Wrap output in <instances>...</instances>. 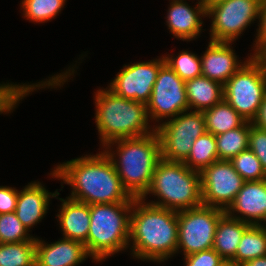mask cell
Masks as SVG:
<instances>
[{"label":"cell","mask_w":266,"mask_h":266,"mask_svg":"<svg viewBox=\"0 0 266 266\" xmlns=\"http://www.w3.org/2000/svg\"><path fill=\"white\" fill-rule=\"evenodd\" d=\"M114 145L116 150L112 151ZM103 148L112 161L124 188L132 197L141 198L148 190L154 170L162 159L161 143L157 132L118 139L109 142Z\"/></svg>","instance_id":"3957f363"},{"label":"cell","mask_w":266,"mask_h":266,"mask_svg":"<svg viewBox=\"0 0 266 266\" xmlns=\"http://www.w3.org/2000/svg\"><path fill=\"white\" fill-rule=\"evenodd\" d=\"M185 266H225L227 262L212 248L184 257Z\"/></svg>","instance_id":"d6a6232c"},{"label":"cell","mask_w":266,"mask_h":266,"mask_svg":"<svg viewBox=\"0 0 266 266\" xmlns=\"http://www.w3.org/2000/svg\"><path fill=\"white\" fill-rule=\"evenodd\" d=\"M230 161L245 182L266 179L261 162L249 148L241 151Z\"/></svg>","instance_id":"f546056e"},{"label":"cell","mask_w":266,"mask_h":266,"mask_svg":"<svg viewBox=\"0 0 266 266\" xmlns=\"http://www.w3.org/2000/svg\"><path fill=\"white\" fill-rule=\"evenodd\" d=\"M224 1H227V0H206L205 1V6L207 8L210 5L219 4V3L224 2Z\"/></svg>","instance_id":"f35d334b"},{"label":"cell","mask_w":266,"mask_h":266,"mask_svg":"<svg viewBox=\"0 0 266 266\" xmlns=\"http://www.w3.org/2000/svg\"><path fill=\"white\" fill-rule=\"evenodd\" d=\"M240 266H266V256L245 261Z\"/></svg>","instance_id":"8d00e7d4"},{"label":"cell","mask_w":266,"mask_h":266,"mask_svg":"<svg viewBox=\"0 0 266 266\" xmlns=\"http://www.w3.org/2000/svg\"><path fill=\"white\" fill-rule=\"evenodd\" d=\"M265 224V225H264ZM261 227H262V229L266 232V217H265V219H264V221H263V223H261V225H260Z\"/></svg>","instance_id":"ab89813d"},{"label":"cell","mask_w":266,"mask_h":266,"mask_svg":"<svg viewBox=\"0 0 266 266\" xmlns=\"http://www.w3.org/2000/svg\"><path fill=\"white\" fill-rule=\"evenodd\" d=\"M153 194L158 200L149 202L165 209L182 211L203 205L200 172L189 169L183 162L161 159L150 186L141 199Z\"/></svg>","instance_id":"5b68a950"},{"label":"cell","mask_w":266,"mask_h":266,"mask_svg":"<svg viewBox=\"0 0 266 266\" xmlns=\"http://www.w3.org/2000/svg\"><path fill=\"white\" fill-rule=\"evenodd\" d=\"M232 43L210 41L201 56L202 75L225 84L253 55L240 62Z\"/></svg>","instance_id":"9a60e30c"},{"label":"cell","mask_w":266,"mask_h":266,"mask_svg":"<svg viewBox=\"0 0 266 266\" xmlns=\"http://www.w3.org/2000/svg\"><path fill=\"white\" fill-rule=\"evenodd\" d=\"M202 203L226 210L242 188L244 179L230 160H217L200 172Z\"/></svg>","instance_id":"7c38bea8"},{"label":"cell","mask_w":266,"mask_h":266,"mask_svg":"<svg viewBox=\"0 0 266 266\" xmlns=\"http://www.w3.org/2000/svg\"><path fill=\"white\" fill-rule=\"evenodd\" d=\"M217 160L219 158L215 136L206 132L194 140L191 151L183 163L189 169L201 172Z\"/></svg>","instance_id":"484cf974"},{"label":"cell","mask_w":266,"mask_h":266,"mask_svg":"<svg viewBox=\"0 0 266 266\" xmlns=\"http://www.w3.org/2000/svg\"><path fill=\"white\" fill-rule=\"evenodd\" d=\"M0 241L2 243H17L36 241L29 231L18 220L15 212L0 214Z\"/></svg>","instance_id":"4dcf8cb0"},{"label":"cell","mask_w":266,"mask_h":266,"mask_svg":"<svg viewBox=\"0 0 266 266\" xmlns=\"http://www.w3.org/2000/svg\"><path fill=\"white\" fill-rule=\"evenodd\" d=\"M263 256H266V232L260 225H250L242 235L236 255L228 263L240 266Z\"/></svg>","instance_id":"cb8c5ba5"},{"label":"cell","mask_w":266,"mask_h":266,"mask_svg":"<svg viewBox=\"0 0 266 266\" xmlns=\"http://www.w3.org/2000/svg\"><path fill=\"white\" fill-rule=\"evenodd\" d=\"M256 57L263 63L266 71V48L263 49Z\"/></svg>","instance_id":"74e56055"},{"label":"cell","mask_w":266,"mask_h":266,"mask_svg":"<svg viewBox=\"0 0 266 266\" xmlns=\"http://www.w3.org/2000/svg\"><path fill=\"white\" fill-rule=\"evenodd\" d=\"M225 213L250 225H261L266 217V179L244 182Z\"/></svg>","instance_id":"5bb4252c"},{"label":"cell","mask_w":266,"mask_h":266,"mask_svg":"<svg viewBox=\"0 0 266 266\" xmlns=\"http://www.w3.org/2000/svg\"><path fill=\"white\" fill-rule=\"evenodd\" d=\"M133 201L90 205L87 253L96 262L128 249Z\"/></svg>","instance_id":"8992f818"},{"label":"cell","mask_w":266,"mask_h":266,"mask_svg":"<svg viewBox=\"0 0 266 266\" xmlns=\"http://www.w3.org/2000/svg\"><path fill=\"white\" fill-rule=\"evenodd\" d=\"M248 148L261 162L266 173V130L257 128L250 122Z\"/></svg>","instance_id":"1f68e13d"},{"label":"cell","mask_w":266,"mask_h":266,"mask_svg":"<svg viewBox=\"0 0 266 266\" xmlns=\"http://www.w3.org/2000/svg\"><path fill=\"white\" fill-rule=\"evenodd\" d=\"M155 126L161 143V158L171 162H184L194 140L207 132L203 111L181 112Z\"/></svg>","instance_id":"ba28073f"},{"label":"cell","mask_w":266,"mask_h":266,"mask_svg":"<svg viewBox=\"0 0 266 266\" xmlns=\"http://www.w3.org/2000/svg\"><path fill=\"white\" fill-rule=\"evenodd\" d=\"M59 194L58 192L56 199H59L62 204L56 217H58L60 228H62L63 238L83 243L87 251V239L91 220L90 205L69 197H66L65 200L57 198Z\"/></svg>","instance_id":"d6986e66"},{"label":"cell","mask_w":266,"mask_h":266,"mask_svg":"<svg viewBox=\"0 0 266 266\" xmlns=\"http://www.w3.org/2000/svg\"><path fill=\"white\" fill-rule=\"evenodd\" d=\"M72 68V69H71ZM68 68L65 73L62 72L60 74L54 75L50 77V79H46V81H41L38 83H32L31 85L28 83L14 84V83H3L0 84V114L2 113H11L14 108L18 105L19 101L24 99L25 96L29 95L31 92L41 88H57L62 87L64 83L70 78L71 75L74 76V68Z\"/></svg>","instance_id":"ffe728a7"},{"label":"cell","mask_w":266,"mask_h":266,"mask_svg":"<svg viewBox=\"0 0 266 266\" xmlns=\"http://www.w3.org/2000/svg\"><path fill=\"white\" fill-rule=\"evenodd\" d=\"M189 110L204 111L224 99V85L203 75L185 81Z\"/></svg>","instance_id":"44dd1931"},{"label":"cell","mask_w":266,"mask_h":266,"mask_svg":"<svg viewBox=\"0 0 266 266\" xmlns=\"http://www.w3.org/2000/svg\"><path fill=\"white\" fill-rule=\"evenodd\" d=\"M250 224L228 216L226 213L217 224L213 249L228 263L235 255L244 231Z\"/></svg>","instance_id":"7402d4cb"},{"label":"cell","mask_w":266,"mask_h":266,"mask_svg":"<svg viewBox=\"0 0 266 266\" xmlns=\"http://www.w3.org/2000/svg\"><path fill=\"white\" fill-rule=\"evenodd\" d=\"M224 214L225 210L206 205L178 211L177 252L183 251L185 257L212 249L217 224Z\"/></svg>","instance_id":"9c48e42d"},{"label":"cell","mask_w":266,"mask_h":266,"mask_svg":"<svg viewBox=\"0 0 266 266\" xmlns=\"http://www.w3.org/2000/svg\"><path fill=\"white\" fill-rule=\"evenodd\" d=\"M257 128L266 130V94L259 106L256 117L251 122Z\"/></svg>","instance_id":"d590c367"},{"label":"cell","mask_w":266,"mask_h":266,"mask_svg":"<svg viewBox=\"0 0 266 266\" xmlns=\"http://www.w3.org/2000/svg\"><path fill=\"white\" fill-rule=\"evenodd\" d=\"M164 63L161 56L155 60L125 65L107 88L120 97L147 104L158 71Z\"/></svg>","instance_id":"4fadbf2b"},{"label":"cell","mask_w":266,"mask_h":266,"mask_svg":"<svg viewBox=\"0 0 266 266\" xmlns=\"http://www.w3.org/2000/svg\"><path fill=\"white\" fill-rule=\"evenodd\" d=\"M250 122L215 136L219 160H231L241 151L248 149Z\"/></svg>","instance_id":"d4e9b609"},{"label":"cell","mask_w":266,"mask_h":266,"mask_svg":"<svg viewBox=\"0 0 266 266\" xmlns=\"http://www.w3.org/2000/svg\"><path fill=\"white\" fill-rule=\"evenodd\" d=\"M177 211L133 200L129 244L133 257L143 261L164 262L177 253Z\"/></svg>","instance_id":"7a4b0ae2"},{"label":"cell","mask_w":266,"mask_h":266,"mask_svg":"<svg viewBox=\"0 0 266 266\" xmlns=\"http://www.w3.org/2000/svg\"><path fill=\"white\" fill-rule=\"evenodd\" d=\"M265 94L266 71L256 56L224 84V99L249 122L256 117Z\"/></svg>","instance_id":"52a82bcc"},{"label":"cell","mask_w":266,"mask_h":266,"mask_svg":"<svg viewBox=\"0 0 266 266\" xmlns=\"http://www.w3.org/2000/svg\"><path fill=\"white\" fill-rule=\"evenodd\" d=\"M36 241L2 243L0 266H35Z\"/></svg>","instance_id":"4316f807"},{"label":"cell","mask_w":266,"mask_h":266,"mask_svg":"<svg viewBox=\"0 0 266 266\" xmlns=\"http://www.w3.org/2000/svg\"><path fill=\"white\" fill-rule=\"evenodd\" d=\"M50 175L71 186L69 198L88 205L124 203L135 199L124 188L104 151L60 163Z\"/></svg>","instance_id":"6da1fadb"},{"label":"cell","mask_w":266,"mask_h":266,"mask_svg":"<svg viewBox=\"0 0 266 266\" xmlns=\"http://www.w3.org/2000/svg\"><path fill=\"white\" fill-rule=\"evenodd\" d=\"M259 28L257 29L255 43L253 44L254 49L253 56H257L263 49L266 48V0L262 1L259 16Z\"/></svg>","instance_id":"e575fe53"},{"label":"cell","mask_w":266,"mask_h":266,"mask_svg":"<svg viewBox=\"0 0 266 266\" xmlns=\"http://www.w3.org/2000/svg\"><path fill=\"white\" fill-rule=\"evenodd\" d=\"M18 194L16 188L0 186V214L15 212Z\"/></svg>","instance_id":"836d02e7"},{"label":"cell","mask_w":266,"mask_h":266,"mask_svg":"<svg viewBox=\"0 0 266 266\" xmlns=\"http://www.w3.org/2000/svg\"><path fill=\"white\" fill-rule=\"evenodd\" d=\"M95 123L103 146L109 142L155 132L150 127L146 104L120 97L109 90L95 93ZM149 124V125H148Z\"/></svg>","instance_id":"277c9868"},{"label":"cell","mask_w":266,"mask_h":266,"mask_svg":"<svg viewBox=\"0 0 266 266\" xmlns=\"http://www.w3.org/2000/svg\"><path fill=\"white\" fill-rule=\"evenodd\" d=\"M90 257L79 241L61 238L48 244L36 237L35 266H76Z\"/></svg>","instance_id":"e0dca14e"},{"label":"cell","mask_w":266,"mask_h":266,"mask_svg":"<svg viewBox=\"0 0 266 266\" xmlns=\"http://www.w3.org/2000/svg\"><path fill=\"white\" fill-rule=\"evenodd\" d=\"M203 113L207 132L214 136L240 127L246 121L225 99Z\"/></svg>","instance_id":"603a6c76"},{"label":"cell","mask_w":266,"mask_h":266,"mask_svg":"<svg viewBox=\"0 0 266 266\" xmlns=\"http://www.w3.org/2000/svg\"><path fill=\"white\" fill-rule=\"evenodd\" d=\"M57 193V190L49 192L39 181H32L19 191L15 214L29 232L45 217L50 199L55 198Z\"/></svg>","instance_id":"ac0fdd59"},{"label":"cell","mask_w":266,"mask_h":266,"mask_svg":"<svg viewBox=\"0 0 266 266\" xmlns=\"http://www.w3.org/2000/svg\"><path fill=\"white\" fill-rule=\"evenodd\" d=\"M66 0H22L23 17L31 22L44 23L54 19Z\"/></svg>","instance_id":"83f0119b"},{"label":"cell","mask_w":266,"mask_h":266,"mask_svg":"<svg viewBox=\"0 0 266 266\" xmlns=\"http://www.w3.org/2000/svg\"><path fill=\"white\" fill-rule=\"evenodd\" d=\"M263 0H227L206 8L211 17L210 41L233 43L244 30L259 20Z\"/></svg>","instance_id":"30bf717a"},{"label":"cell","mask_w":266,"mask_h":266,"mask_svg":"<svg viewBox=\"0 0 266 266\" xmlns=\"http://www.w3.org/2000/svg\"><path fill=\"white\" fill-rule=\"evenodd\" d=\"M196 3V6L192 8L184 0H171L166 23L175 38L188 42L196 39L202 33L201 17H207L206 6L199 0Z\"/></svg>","instance_id":"2e32d148"},{"label":"cell","mask_w":266,"mask_h":266,"mask_svg":"<svg viewBox=\"0 0 266 266\" xmlns=\"http://www.w3.org/2000/svg\"><path fill=\"white\" fill-rule=\"evenodd\" d=\"M225 266H233L232 264H230V263H227Z\"/></svg>","instance_id":"60d3db41"},{"label":"cell","mask_w":266,"mask_h":266,"mask_svg":"<svg viewBox=\"0 0 266 266\" xmlns=\"http://www.w3.org/2000/svg\"><path fill=\"white\" fill-rule=\"evenodd\" d=\"M165 63L184 81L193 79L202 75L201 57L182 50L178 56H163Z\"/></svg>","instance_id":"f1b7e54d"},{"label":"cell","mask_w":266,"mask_h":266,"mask_svg":"<svg viewBox=\"0 0 266 266\" xmlns=\"http://www.w3.org/2000/svg\"><path fill=\"white\" fill-rule=\"evenodd\" d=\"M146 107L150 120H155L160 122V124L165 118L169 120L181 112L189 110L185 81L166 63L158 71L151 97Z\"/></svg>","instance_id":"8fae6325"}]
</instances>
